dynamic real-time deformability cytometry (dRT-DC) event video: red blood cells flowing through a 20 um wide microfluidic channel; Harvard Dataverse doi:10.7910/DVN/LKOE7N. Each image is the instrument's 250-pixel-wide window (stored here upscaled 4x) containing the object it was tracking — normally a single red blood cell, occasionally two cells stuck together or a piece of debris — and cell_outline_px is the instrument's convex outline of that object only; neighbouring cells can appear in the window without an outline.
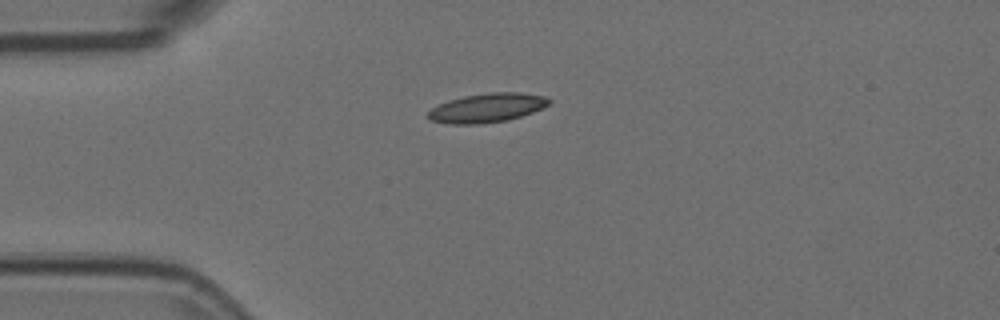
{"species": "Egyptian fruit bat (a non-hibernating species)", "species_latin": "Rousettus aegyptiacus", "temperature_condition": "room temperature", "stored_images_in_passage": 42, "camera_frame_rate_fps": 3000, "um_per_image_px": 0.085, "animal": {"sex": "female"}, "frame": {"image": 1, "passage_image": 1, "time_ms": 0.0, "image_size_px": [1000, 320], "cell_outline_px": [[552, 100], [548, 104], [532, 112], [508, 120], [476, 124], [448, 124], [428, 120], [424, 116], [432, 108], [448, 100], [464, 96], [492, 92], [516, 92], [544, 96]], "centroid_in_image_um": [41.33, 9.17], "position_along_channel_um": 43.7, "area_um2": 20.4}}
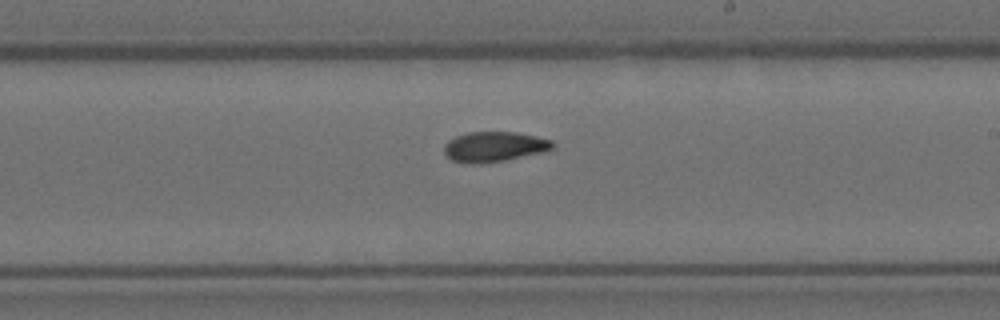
{"frame": {"image": 2, "passage_image": 19, "time_ms": 6.0, "image_size_px": [1000, 320], "cell_outline_px": [[556, 144], [552, 148], [540, 152], [504, 160], [476, 164], [472, 164], [452, 160], [444, 152], [444, 144], [448, 140], [456, 136], [468, 132], [516, 132], [536, 136], [552, 140]], "centroid_in_image_um": [41.99, 12.45], "position_along_channel_um": 247.0, "area_um2": 18.84}}
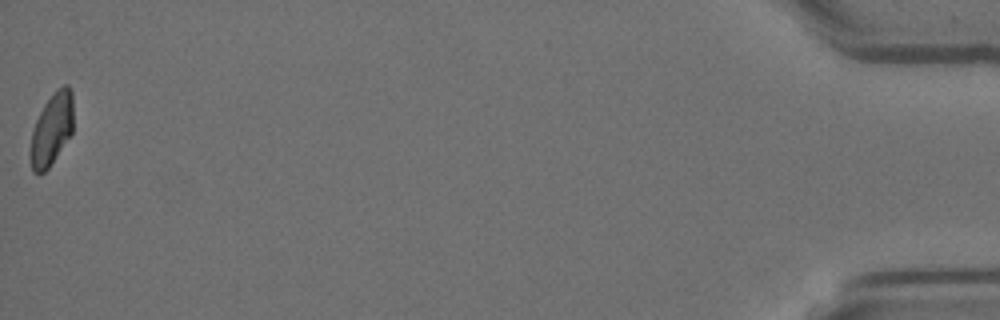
{"frame": {"image": 3, "passage_image": 42, "time_ms": 13.667, "image_size_px": [1000, 320], "cell_outline_px": [[72, 132], [48, 168], [44, 172], [32, 172], [28, 156], [28, 152], [32, 128], [44, 104], [56, 88], [64, 84], [68, 84], [72, 92]], "centroid_in_image_um": [4.34, 10.98], "position_along_channel_um": 430.9, "area_um2": 18.21}, "authors_computed_cell_mechanics": {"area_um2": 19.1318, "velocity_mm_per_s": 3.7163, "shape_relaxation_time_tau1_ms": null, "shape_relaxation_time_tau2_ms": 2.7453, "deformation_change_tau1": null, "deformation_change_tau2": 0.0781}}